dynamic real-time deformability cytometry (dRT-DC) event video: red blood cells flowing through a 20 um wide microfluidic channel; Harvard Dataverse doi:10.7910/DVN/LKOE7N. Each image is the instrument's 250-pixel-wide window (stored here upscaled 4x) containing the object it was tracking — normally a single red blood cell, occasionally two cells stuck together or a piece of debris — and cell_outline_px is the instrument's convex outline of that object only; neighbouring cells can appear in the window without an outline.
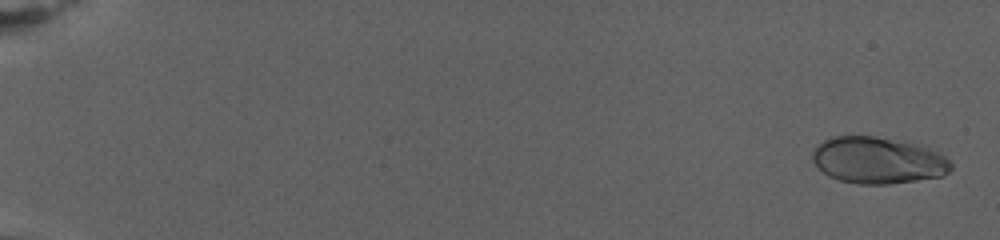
{"species": "human", "species_latin": "Homo sapiens", "temperature_condition": "warm", "stored_images_in_passage": 79, "camera_frame_rate_fps": 3000, "um_per_image_px": 0.085, "donor": {"sex": "female"}, "frame": {"image": 1, "passage_image": 3, "time_ms": 0.667, "image_size_px": [1000, 240], "cell_outline_px": [[952, 168], [948, 172], [940, 176], [916, 180], [888, 184], [856, 184], [840, 180], [828, 176], [812, 160], [812, 152], [824, 140], [832, 136], [876, 136], [904, 140], [924, 144], [944, 156], [952, 164]], "centroid_in_image_um": [74.65, 13.61], "position_along_channel_um": 10.4, "area_um2": 37.86}}
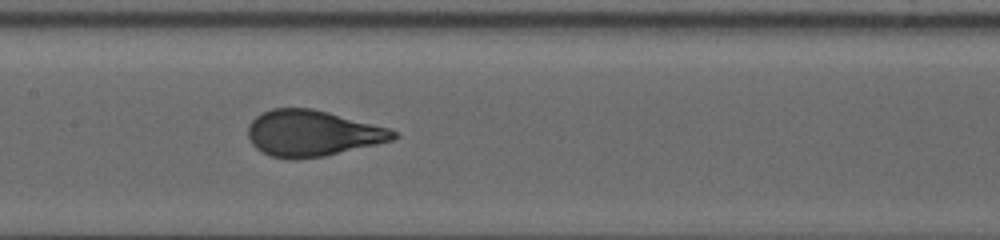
{"frame": {"image": 2, "passage_image": 43, "time_ms": 14.0, "image_size_px": [1000, 240], "cell_outline_px": [[400, 136], [392, 140], [376, 144], [324, 156], [296, 160], [272, 156], [256, 148], [252, 144], [248, 136], [248, 124], [256, 116], [272, 108], [312, 108], [328, 112], [388, 128], [396, 132]], "centroid_in_image_um": [26.53, 11.33], "position_along_channel_um": 180.9, "area_um2": 38.73}}
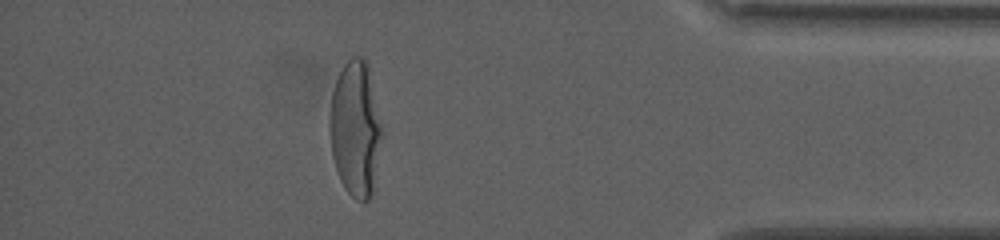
{"frame": {"image": 3, "passage_image": 71, "time_ms": 23.333, "image_size_px": [1000, 240], "cell_outline_px": [[380, 136], [372, 196], [368, 200], [356, 200], [344, 188], [340, 180], [332, 156], [328, 128], [328, 120], [332, 92], [336, 80], [344, 64], [352, 56], [360, 56], [368, 64], [380, 124]], "centroid_in_image_um": [30.15, 10.94], "position_along_channel_um": 405.0, "area_um2": 40.58}, "authors_computed_cell_mechanics": {"area_um2": 38.2058, "velocity_mm_per_s": 2.7321, "shape_relaxation_time_tau1_ms": 7.2951, "shape_relaxation_time_tau2_ms": null, "deformation_change_tau1": 0.2651, "deformation_change_tau2": null}}